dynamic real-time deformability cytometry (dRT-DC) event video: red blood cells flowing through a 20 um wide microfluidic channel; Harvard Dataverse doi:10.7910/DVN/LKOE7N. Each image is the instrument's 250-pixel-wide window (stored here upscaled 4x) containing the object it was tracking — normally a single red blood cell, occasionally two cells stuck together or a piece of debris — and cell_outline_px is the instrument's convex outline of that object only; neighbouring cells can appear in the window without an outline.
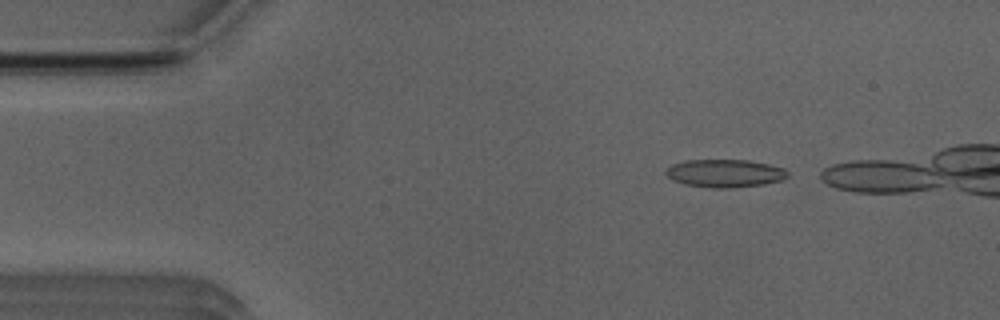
{"species": "Egyptian fruit bat (a non-hibernating species)", "species_latin": "Rousettus aegyptiacus", "temperature_condition": "room temperature", "stored_images_in_passage": 15, "camera_frame_rate_fps": 3000, "um_per_image_px": 0.085, "animal": {"sex": "male"}, "frame": {"image": 1, "passage_image": 1, "time_ms": 0.0, "image_size_px": [1000, 320], "cell_outline_px": [[788, 176], [780, 180], [764, 184], [732, 188], [712, 188], [684, 184], [672, 180], [664, 172], [672, 164], [688, 160], [748, 160], [768, 164], [784, 168], [788, 172]], "centroid_in_image_um": [61.61, 14.73], "position_along_channel_um": 23.4, "area_um2": 19.77}}